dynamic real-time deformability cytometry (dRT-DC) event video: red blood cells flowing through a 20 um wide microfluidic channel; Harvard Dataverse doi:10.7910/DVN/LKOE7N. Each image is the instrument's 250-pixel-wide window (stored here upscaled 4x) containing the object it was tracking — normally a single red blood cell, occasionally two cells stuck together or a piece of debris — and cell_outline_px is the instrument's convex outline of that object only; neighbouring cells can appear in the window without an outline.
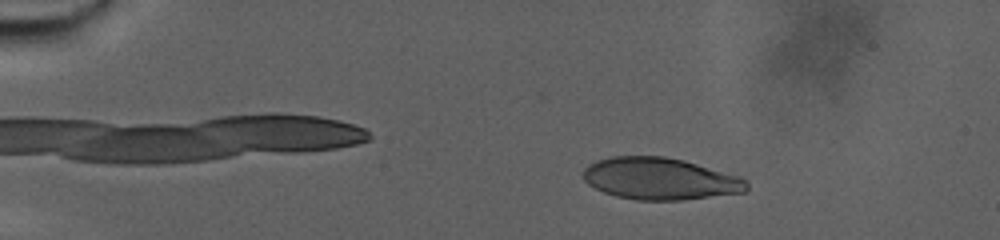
{"species": "human", "species_latin": "Homo sapiens", "temperature_condition": "warm", "stored_images_in_passage": 74, "camera_frame_rate_fps": 3000, "um_per_image_px": 0.085, "donor": {"sex": "male"}, "frame": {"image": 1, "passage_image": 15, "time_ms": 4.667, "image_size_px": [1000, 240], "cell_outline_px": [[748, 188], [744, 192], [680, 200], [636, 200], [616, 196], [604, 192], [588, 184], [584, 180], [584, 168], [588, 164], [596, 160], [612, 156], [664, 156], [684, 160], [740, 176], [748, 184]], "centroid_in_image_um": [56.08, 15.18], "position_along_channel_um": 28.9, "area_um2": 39.88}}
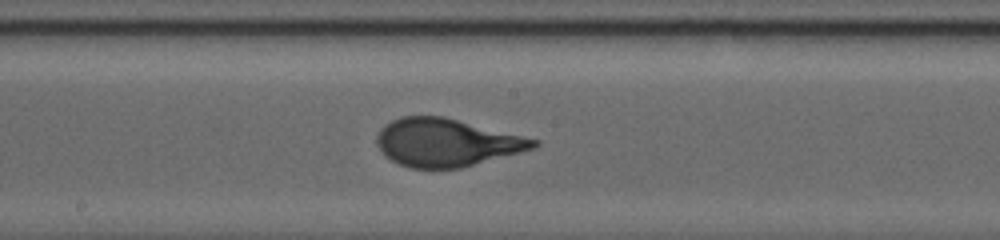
{"frame": {"image": 2, "passage_image": 48, "time_ms": 15.667, "image_size_px": [1000, 240], "cell_outline_px": [[540, 144], [536, 148], [460, 168], [408, 168], [384, 156], [376, 144], [376, 136], [380, 128], [384, 124], [400, 116], [444, 116], [540, 140]], "centroid_in_image_um": [37.93, 12.11], "position_along_channel_um": 210.3, "area_um2": 43.87}}
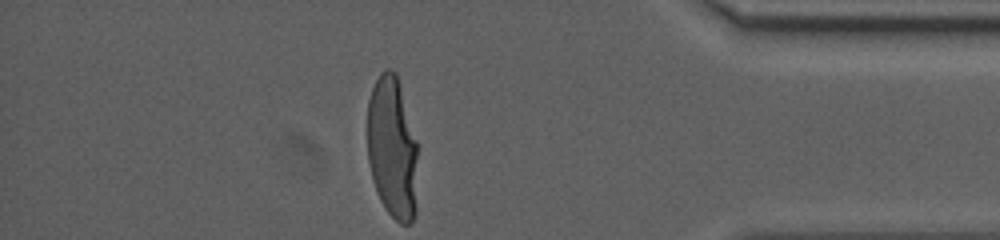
{"frame": {"image": 3, "passage_image": 74, "time_ms": 24.333, "image_size_px": [1000, 240], "cell_outline_px": [[416, 216], [408, 224], [400, 224], [384, 208], [380, 200], [372, 180], [368, 160], [368, 100], [372, 88], [380, 72], [384, 68], [392, 68], [396, 72], [416, 140]], "centroid_in_image_um": [33.33, 12.57], "position_along_channel_um": 401.9, "area_um2": 41.79}, "authors_computed_cell_mechanics": {"area_um2": 42.3674, "velocity_mm_per_s": 2.5214, "shape_relaxation_time_tau1_ms": 7.5559, "shape_relaxation_time_tau2_ms": null, "deformation_change_tau1": 0.2698, "deformation_change_tau2": null}}